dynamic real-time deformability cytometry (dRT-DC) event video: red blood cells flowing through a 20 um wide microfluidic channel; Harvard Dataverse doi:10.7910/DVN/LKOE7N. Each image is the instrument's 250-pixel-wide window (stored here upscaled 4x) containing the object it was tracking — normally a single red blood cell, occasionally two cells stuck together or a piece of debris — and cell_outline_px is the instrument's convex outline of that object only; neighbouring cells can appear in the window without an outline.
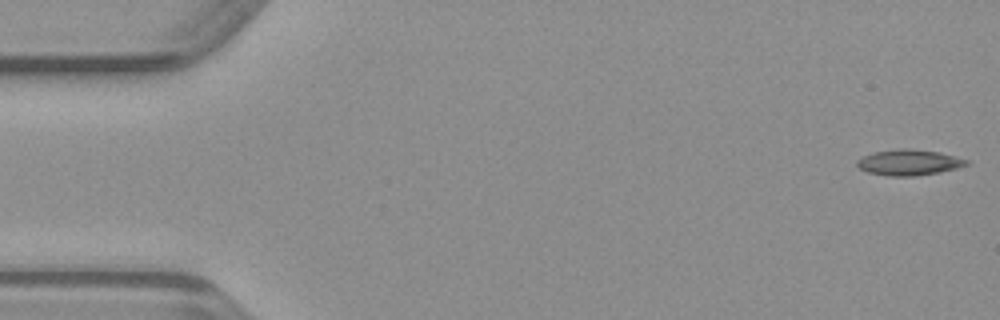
{"species": "common noctule bat (a hibernating species)", "species_latin": "Nyctalus noctula", "temperature_condition": "warm", "stored_images_in_passage": 9, "camera_frame_rate_fps": 3000, "um_per_image_px": 0.085, "animal": {"sex": "male", "body_mass_g": 23.1, "forearm_length_mm": 52.7}, "frame": {"image": 1, "passage_image": 1, "time_ms": 0.0, "image_size_px": [1000, 320], "cell_outline_px": [[968, 164], [956, 168], [940, 172], [912, 176], [888, 176], [868, 172], [860, 168], [856, 164], [856, 160], [872, 152], [900, 148], [908, 148], [940, 152], [968, 160]], "centroid_in_image_um": [77.23, 13.8], "position_along_channel_um": 7.8, "area_um2": 16.36}}